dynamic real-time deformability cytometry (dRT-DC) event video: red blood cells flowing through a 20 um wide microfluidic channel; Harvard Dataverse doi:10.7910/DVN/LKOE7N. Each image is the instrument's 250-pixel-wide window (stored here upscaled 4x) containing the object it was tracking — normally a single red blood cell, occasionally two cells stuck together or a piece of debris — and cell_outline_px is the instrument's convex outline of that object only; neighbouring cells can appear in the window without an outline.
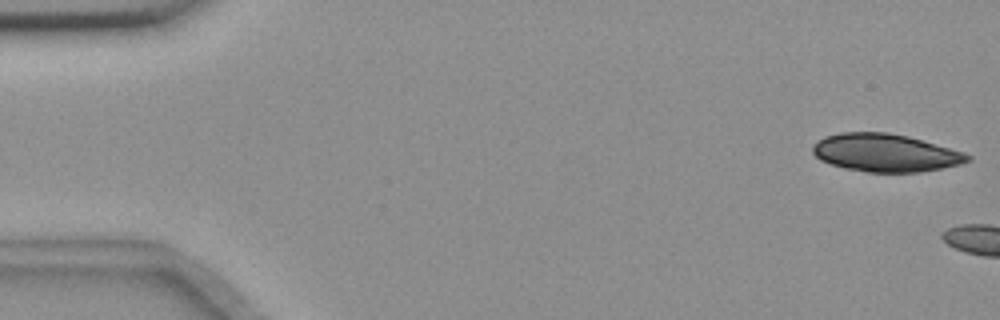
{"species": "common noctule bat (a hibernating species)", "species_latin": "Nyctalus noctula", "temperature_condition": "room temperature", "stored_images_in_passage": 3, "camera_frame_rate_fps": 3000, "um_per_image_px": 0.085, "animal": {"sex": "female", "body_mass_g": 18.4}, "frame": {"image": 1, "passage_image": 1, "time_ms": 0.0, "image_size_px": [1000, 320], "cell_outline_px": [[972, 160], [960, 164], [920, 172], [868, 172], [844, 168], [820, 160], [812, 152], [812, 148], [824, 136], [840, 132], [888, 132], [908, 136], [964, 152], [972, 156]], "centroid_in_image_um": [75.27, 12.98], "position_along_channel_um": 9.7, "area_um2": 34.04}}